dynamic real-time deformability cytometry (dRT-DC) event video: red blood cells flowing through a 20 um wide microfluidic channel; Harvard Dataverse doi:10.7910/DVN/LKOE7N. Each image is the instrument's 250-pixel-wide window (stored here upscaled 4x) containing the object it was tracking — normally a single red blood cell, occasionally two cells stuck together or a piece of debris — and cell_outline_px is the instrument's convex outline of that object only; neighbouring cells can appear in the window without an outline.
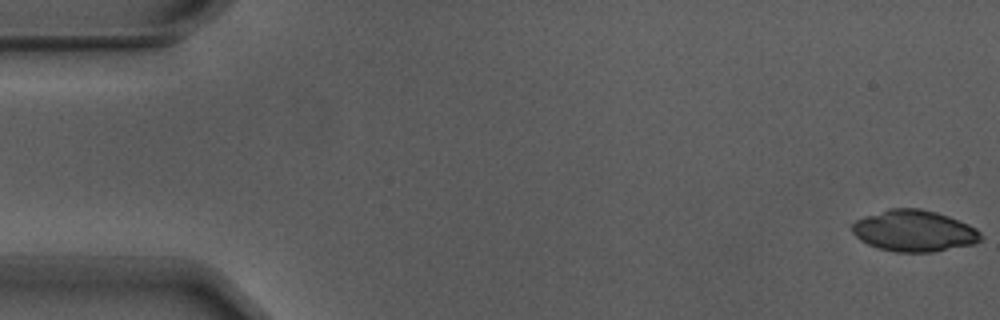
{"species": "Egyptian fruit bat (a non-hibernating species)", "species_latin": "Rousettus aegyptiacus", "temperature_condition": "warm", "stored_images_in_passage": 55, "segment_of_instrument_passage": [1, 2], "camera_frame_rate_fps": 3000, "um_per_image_px": 0.085, "animal": {"sex": "male"}, "frame": {"image": 1, "passage_image": 1, "time_ms": 0.0, "image_size_px": [1000, 320], "cell_outline_px": [[984, 240], [976, 244], [932, 252], [896, 252], [880, 248], [868, 244], [860, 240], [852, 232], [852, 224], [856, 220], [864, 216], [888, 208], [920, 208], [936, 212], [948, 216], [968, 224], [976, 228], [984, 236]], "centroid_in_image_um": [77.73, 19.62], "position_along_channel_um": 7.3, "area_um2": 31.27}}